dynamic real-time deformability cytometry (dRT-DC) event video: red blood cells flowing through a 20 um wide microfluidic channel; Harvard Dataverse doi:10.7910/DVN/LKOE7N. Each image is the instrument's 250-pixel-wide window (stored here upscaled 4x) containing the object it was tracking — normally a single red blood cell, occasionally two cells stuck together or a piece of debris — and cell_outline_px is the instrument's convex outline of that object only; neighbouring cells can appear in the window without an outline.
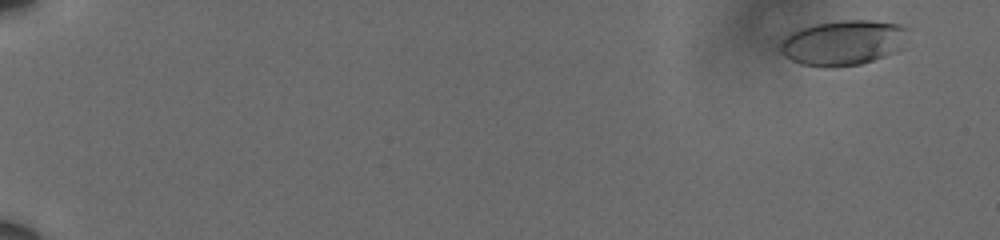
{"species": "human", "species_latin": "Homo sapiens", "temperature_condition": "cold", "stored_images_in_passage": 62, "camera_frame_rate_fps": 3000, "um_per_image_px": 0.085, "donor": {"sex": "male"}, "frame": {"image": 1, "passage_image": 5, "time_ms": 1.333, "image_size_px": [1000, 240], "cell_outline_px": [[908, 28], [904, 48], [896, 52], [860, 64], [800, 64], [784, 56], [780, 52], [780, 44], [784, 36], [800, 28], [816, 24], [840, 20], [872, 20], [900, 24]], "centroid_in_image_um": [71.72, 3.58], "position_along_channel_um": 13.3, "area_um2": 33.06}}
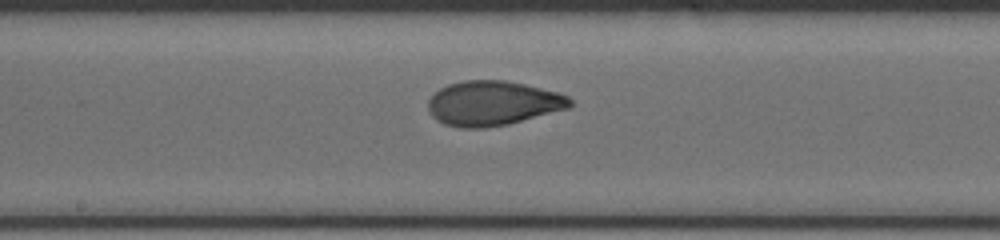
{"frame": {"image": 2, "passage_image": 37, "time_ms": 12.0, "image_size_px": [1000, 240], "cell_outline_px": [[572, 104], [568, 108], [508, 124], [484, 128], [460, 128], [444, 124], [436, 120], [432, 116], [428, 108], [428, 100], [440, 88], [448, 84], [464, 80], [504, 80], [524, 84], [556, 92], [568, 96], [572, 100]], "centroid_in_image_um": [41.86, 8.78], "position_along_channel_um": 206.3, "area_um2": 36.76}}
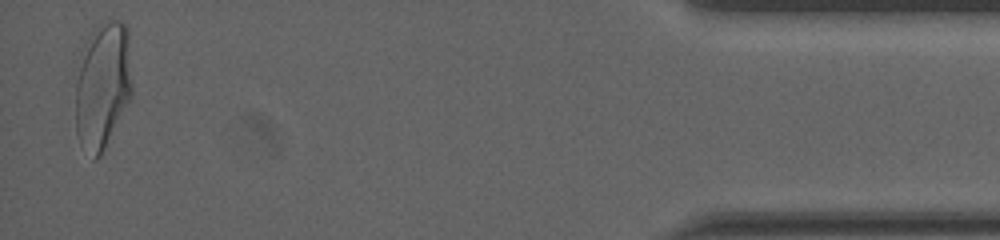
{"frame": {"image": 3, "passage_image": 61, "time_ms": 20.0, "image_size_px": [1000, 240], "cell_outline_px": [[132, 96], [100, 156], [96, 160], [92, 160], [80, 140], [76, 132], [76, 84], [84, 44], [92, 32], [108, 20], [120, 20], [128, 28], [132, 84]], "centroid_in_image_um": [8.75, 7.27], "position_along_channel_um": 426.4, "area_um2": 41.62}, "authors_computed_cell_mechanics": {"area_um2": 35.9516, "velocity_mm_per_s": 3.6064, "shape_relaxation_time_tau1_ms": 6.4186, "shape_relaxation_time_tau2_ms": 1.0649, "deformation_change_tau1": 0.2088, "deformation_change_tau2": 0.0603}}